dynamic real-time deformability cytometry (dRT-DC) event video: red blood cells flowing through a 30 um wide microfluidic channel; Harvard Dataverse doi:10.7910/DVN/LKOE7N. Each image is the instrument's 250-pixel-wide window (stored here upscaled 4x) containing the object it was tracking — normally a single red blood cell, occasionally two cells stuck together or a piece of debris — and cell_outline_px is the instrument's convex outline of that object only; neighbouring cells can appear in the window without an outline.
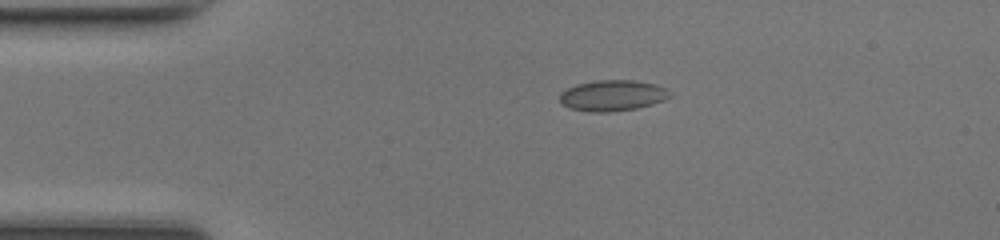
{"species": "common noctule bat (a hibernating species)", "species_latin": "Nyctalus noctula", "temperature_condition": "room temperature", "stored_images_in_passage": 39, "camera_frame_rate_fps": 3000, "um_per_image_px": 0.085, "animal": {"sex": "female", "body_mass_g": 17.0, "forearm_length_mm": 48.0}, "frame": {"image": 1, "passage_image": 1, "time_ms": 0.0, "image_size_px": [1000, 240], "cell_outline_px": [[672, 96], [664, 100], [652, 104], [636, 108], [612, 112], [592, 112], [568, 108], [560, 104], [560, 92], [576, 84], [596, 80], [632, 80], [656, 84], [668, 88], [672, 92]], "centroid_in_image_um": [52.08, 8.12], "position_along_channel_um": 32.9, "area_um2": 20.11}}
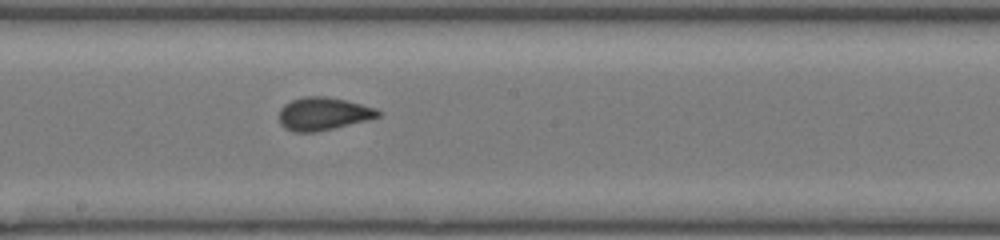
{"frame": {"image": 2, "passage_image": 17, "time_ms": 5.333, "image_size_px": [1000, 240], "cell_outline_px": [[384, 112], [380, 116], [368, 120], [316, 132], [292, 132], [284, 128], [280, 124], [280, 108], [284, 104], [292, 100], [304, 96], [328, 96], [376, 108]], "centroid_in_image_um": [27.48, 9.67], "position_along_channel_um": 220.7, "area_um2": 19.07}}
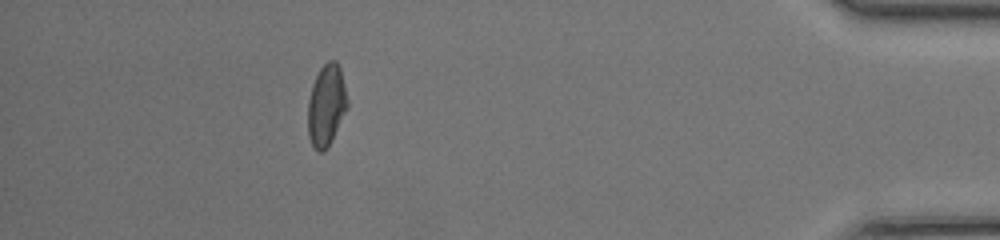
{"frame": {"image": 3, "passage_image": 34, "time_ms": 11.0, "image_size_px": [1000, 240], "cell_outline_px": [[348, 108], [324, 152], [320, 152], [312, 144], [308, 136], [308, 100], [312, 84], [320, 68], [328, 60], [336, 60], [340, 68], [348, 100]], "centroid_in_image_um": [27.74, 8.91], "position_along_channel_um": 407.5, "area_um2": 18.61}, "authors_computed_cell_mechanics": {"area_um2": 18.7272, "velocity_mm_per_s": 4.32, "shape_relaxation_time_tau1_ms": 9.5827, "shape_relaxation_time_tau2_ms": 0.7875, "deformation_change_tau1": 0.1817, "deformation_change_tau2": 0.0549}}